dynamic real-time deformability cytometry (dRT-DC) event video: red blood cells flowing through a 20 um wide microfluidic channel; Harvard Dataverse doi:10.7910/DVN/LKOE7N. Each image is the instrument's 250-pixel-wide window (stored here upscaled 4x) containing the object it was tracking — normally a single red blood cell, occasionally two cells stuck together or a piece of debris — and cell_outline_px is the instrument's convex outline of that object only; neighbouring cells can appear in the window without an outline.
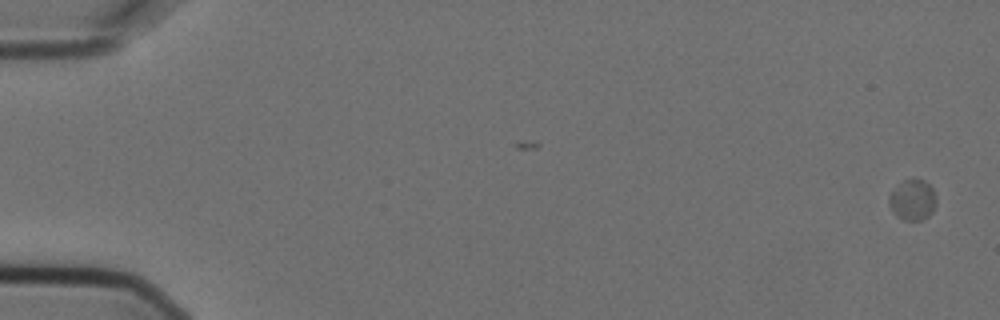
{"species": "Egyptian fruit bat (a non-hibernating species)", "species_latin": "Rousettus aegyptiacus", "temperature_condition": "cold", "stored_images_in_passage": 6, "camera_frame_rate_fps": 3000, "um_per_image_px": 0.085, "animal": {"sex": "female"}, "frame": {"image": 1, "passage_image": 1, "time_ms": 0.0, "image_size_px": [1000, 320], "cell_outline_px": [[936, 204], [932, 212], [928, 216], [920, 220], [904, 220], [896, 216], [888, 200], [888, 196], [892, 188], [904, 180], [924, 180], [932, 188], [936, 196]], "centroid_in_image_um": [77.56, 16.99], "position_along_channel_um": 7.4, "area_um2": 11.16}}
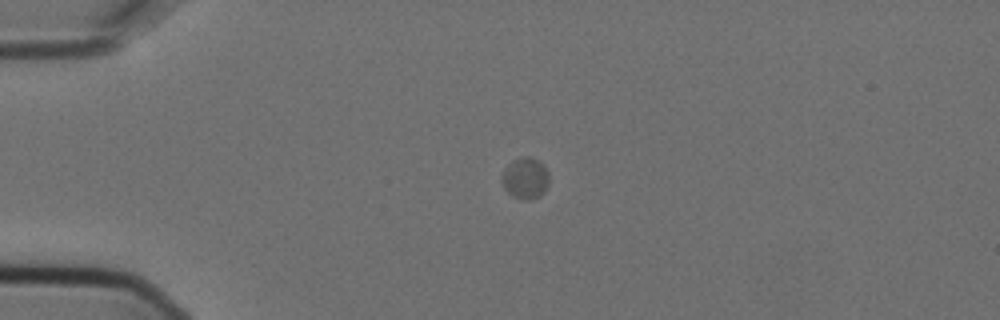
{"frame": {"image": 2, "passage_image": 4, "time_ms": 1.0, "image_size_px": [1000, 320], "cell_outline_px": [[548, 184], [544, 192], [540, 196], [528, 200], [512, 196], [504, 188], [500, 180], [500, 176], [504, 168], [512, 160], [520, 156], [528, 156], [540, 160], [544, 164], [548, 172]], "centroid_in_image_um": [44.63, 15.11], "position_along_channel_um": 40.4, "area_um2": 11.68}}
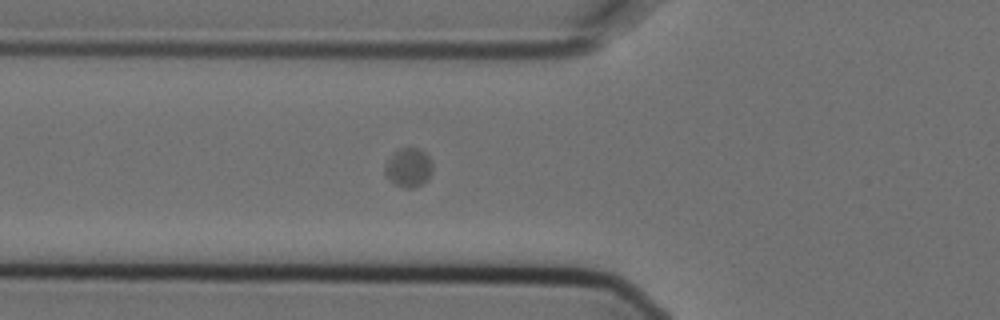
{"frame": {"image": 3, "passage_image": 6, "time_ms": 1.667, "image_size_px": [1000, 320], "cell_outline_px": [[432, 172], [428, 180], [412, 188], [404, 188], [396, 184], [384, 172], [384, 164], [392, 152], [400, 148], [416, 148], [424, 152], [432, 160]], "centroid_in_image_um": [34.72, 14.22], "position_along_channel_um": 91.1, "area_um2": 10.81}}